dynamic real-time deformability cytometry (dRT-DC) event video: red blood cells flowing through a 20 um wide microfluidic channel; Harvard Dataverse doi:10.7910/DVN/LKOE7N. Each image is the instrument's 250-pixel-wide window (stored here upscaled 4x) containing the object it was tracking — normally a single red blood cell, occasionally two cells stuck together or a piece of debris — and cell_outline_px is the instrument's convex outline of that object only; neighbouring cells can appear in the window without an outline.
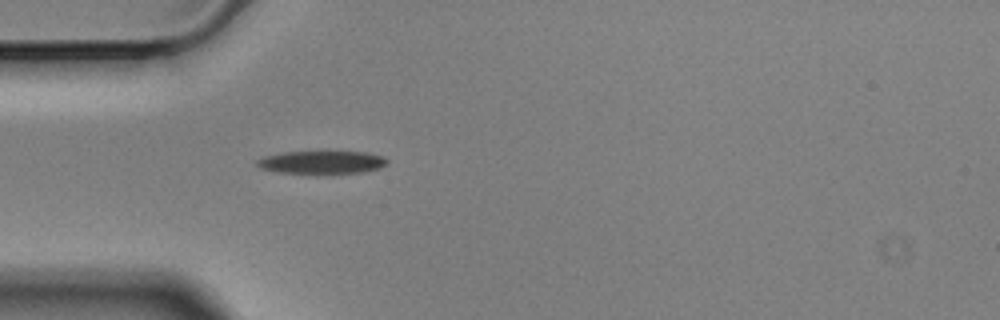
{"species": "Egyptian fruit bat (a non-hibernating species)", "species_latin": "Rousettus aegyptiacus", "temperature_condition": "cold", "stored_images_in_passage": 41, "camera_frame_rate_fps": 3000, "um_per_image_px": 0.085, "animal": {"sex": "male"}, "frame": {"image": 1, "passage_image": 1, "time_ms": 0.0, "image_size_px": [1000, 320], "cell_outline_px": [[388, 164], [380, 168], [364, 172], [332, 176], [316, 176], [276, 172], [260, 168], [256, 164], [256, 160], [264, 156], [284, 152], [364, 152], [384, 156], [388, 160]], "centroid_in_image_um": [27.37, 13.85], "position_along_channel_um": 57.6, "area_um2": 18.5}}
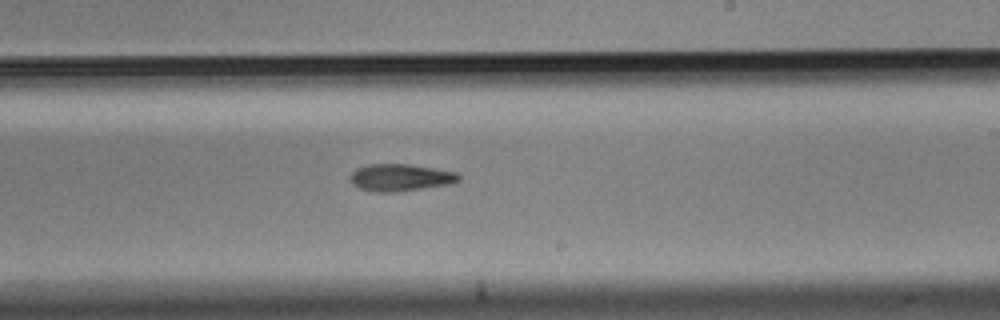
{"frame": {"image": 2, "passage_image": 18, "time_ms": 5.667, "image_size_px": [1000, 320], "cell_outline_px": [[460, 180], [452, 184], [396, 192], [372, 192], [360, 188], [352, 184], [348, 180], [348, 176], [356, 168], [368, 164], [408, 164], [436, 168], [456, 172], [460, 176]], "centroid_in_image_um": [34.01, 15.09], "position_along_channel_um": 255.0, "area_um2": 17.46}}
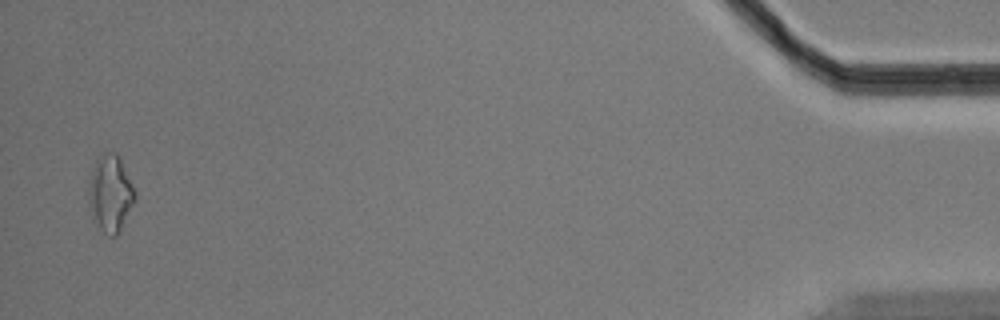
{"frame": {"image": 3, "passage_image": 40, "time_ms": 13.0, "image_size_px": [1000, 320], "cell_outline_px": [[136, 200], [120, 232], [116, 236], [108, 236], [92, 220], [88, 204], [88, 184], [92, 168], [96, 160], [108, 152], [116, 152], [120, 156], [136, 192]], "centroid_in_image_um": [9.38, 16.47], "position_along_channel_um": 425.8, "area_um2": 21.15}}